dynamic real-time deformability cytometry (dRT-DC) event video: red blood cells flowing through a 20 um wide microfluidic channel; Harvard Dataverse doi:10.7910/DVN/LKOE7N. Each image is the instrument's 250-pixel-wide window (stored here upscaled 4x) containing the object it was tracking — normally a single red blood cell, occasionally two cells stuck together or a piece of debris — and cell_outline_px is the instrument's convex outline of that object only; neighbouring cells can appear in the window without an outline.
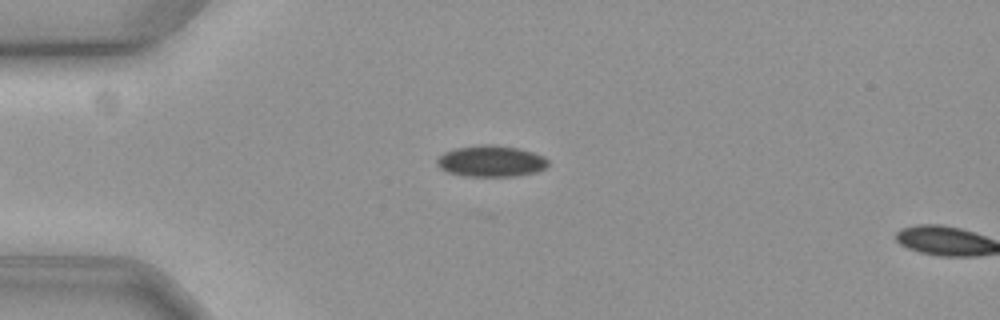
{"species": "common noctule bat (a hibernating species)", "species_latin": "Nyctalus noctula", "temperature_condition": "cold", "stored_images_in_passage": 6, "camera_frame_rate_fps": 3000, "um_per_image_px": 0.085, "animal": {"sex": "female", "body_mass_g": 19.3, "forearm_length_mm": 54.1}, "frame": {"image": 1, "passage_image": 4, "time_ms": 1.0, "image_size_px": [1000, 320], "cell_outline_px": [[548, 164], [544, 168], [536, 172], [516, 176], [464, 176], [448, 172], [440, 168], [436, 164], [436, 160], [444, 152], [456, 148], [484, 144], [488, 144], [516, 148], [532, 152], [544, 156], [548, 160]], "centroid_in_image_um": [41.72, 13.7], "position_along_channel_um": 43.3, "area_um2": 20.11}}